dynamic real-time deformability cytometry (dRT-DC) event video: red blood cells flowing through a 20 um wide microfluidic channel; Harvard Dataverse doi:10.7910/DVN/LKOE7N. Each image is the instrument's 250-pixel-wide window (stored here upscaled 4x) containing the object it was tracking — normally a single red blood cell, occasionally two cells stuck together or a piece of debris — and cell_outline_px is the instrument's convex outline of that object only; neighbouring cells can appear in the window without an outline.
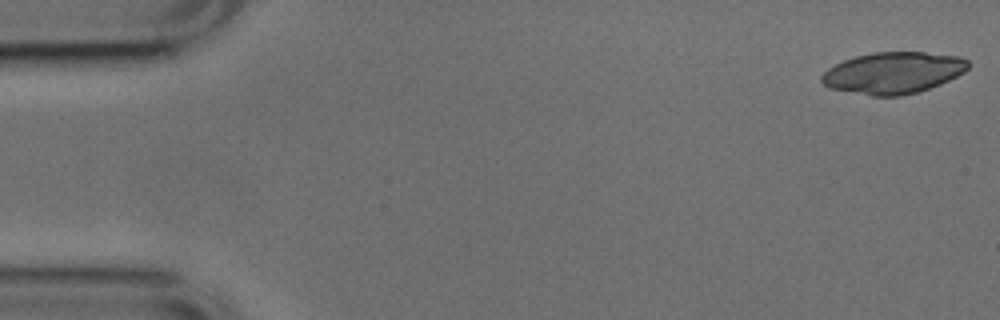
{"species": "common noctule bat (a hibernating species)", "species_latin": "Nyctalus noctula", "temperature_condition": "cold", "stored_images_in_passage": 12, "camera_frame_rate_fps": 3000, "um_per_image_px": 0.085, "animal": {"sex": "male", "body_mass_g": 17.9, "forearm_length_mm": 54.2}, "frame": {"image": 1, "passage_image": 1, "time_ms": 0.0, "image_size_px": [1000, 320], "cell_outline_px": [[968, 68], [964, 72], [940, 84], [916, 92], [900, 96], [872, 96], [828, 88], [820, 80], [820, 76], [828, 68], [844, 60], [856, 56], [872, 52], [924, 52], [960, 56], [968, 60]], "centroid_in_image_um": [75.9, 6.19], "position_along_channel_um": 9.1, "area_um2": 35.43}}